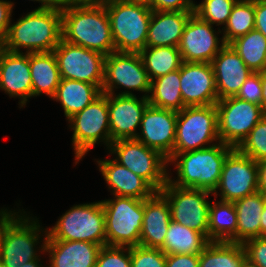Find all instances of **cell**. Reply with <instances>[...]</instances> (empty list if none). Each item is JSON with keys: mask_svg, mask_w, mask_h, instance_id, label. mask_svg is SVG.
<instances>
[{"mask_svg": "<svg viewBox=\"0 0 266 267\" xmlns=\"http://www.w3.org/2000/svg\"><path fill=\"white\" fill-rule=\"evenodd\" d=\"M96 162L109 190H112L110 191L112 195L146 200L156 192L146 180L120 165L114 159Z\"/></svg>", "mask_w": 266, "mask_h": 267, "instance_id": "603a6c76", "label": "cell"}, {"mask_svg": "<svg viewBox=\"0 0 266 267\" xmlns=\"http://www.w3.org/2000/svg\"><path fill=\"white\" fill-rule=\"evenodd\" d=\"M261 84H262V109L266 113V70L261 72Z\"/></svg>", "mask_w": 266, "mask_h": 267, "instance_id": "c3c4849f", "label": "cell"}, {"mask_svg": "<svg viewBox=\"0 0 266 267\" xmlns=\"http://www.w3.org/2000/svg\"><path fill=\"white\" fill-rule=\"evenodd\" d=\"M0 89L11 98H20V107L26 105L32 97L29 53L10 52L0 46Z\"/></svg>", "mask_w": 266, "mask_h": 267, "instance_id": "ffe728a7", "label": "cell"}, {"mask_svg": "<svg viewBox=\"0 0 266 267\" xmlns=\"http://www.w3.org/2000/svg\"><path fill=\"white\" fill-rule=\"evenodd\" d=\"M241 267H257L254 264L250 263L247 259L244 261Z\"/></svg>", "mask_w": 266, "mask_h": 267, "instance_id": "11a10c76", "label": "cell"}, {"mask_svg": "<svg viewBox=\"0 0 266 267\" xmlns=\"http://www.w3.org/2000/svg\"><path fill=\"white\" fill-rule=\"evenodd\" d=\"M177 112L148 105L136 140L159 151L167 160L174 154Z\"/></svg>", "mask_w": 266, "mask_h": 267, "instance_id": "e0dca14e", "label": "cell"}, {"mask_svg": "<svg viewBox=\"0 0 266 267\" xmlns=\"http://www.w3.org/2000/svg\"><path fill=\"white\" fill-rule=\"evenodd\" d=\"M125 88L118 95H134L136 90L148 98L151 80L139 53L113 52L105 57L103 94H114L116 89ZM131 90V91H130Z\"/></svg>", "mask_w": 266, "mask_h": 267, "instance_id": "8fae6325", "label": "cell"}, {"mask_svg": "<svg viewBox=\"0 0 266 267\" xmlns=\"http://www.w3.org/2000/svg\"><path fill=\"white\" fill-rule=\"evenodd\" d=\"M62 8V40L105 56L115 52L105 4H71Z\"/></svg>", "mask_w": 266, "mask_h": 267, "instance_id": "6da1fadb", "label": "cell"}, {"mask_svg": "<svg viewBox=\"0 0 266 267\" xmlns=\"http://www.w3.org/2000/svg\"><path fill=\"white\" fill-rule=\"evenodd\" d=\"M106 0H100V4L104 3Z\"/></svg>", "mask_w": 266, "mask_h": 267, "instance_id": "9f6ffc18", "label": "cell"}, {"mask_svg": "<svg viewBox=\"0 0 266 267\" xmlns=\"http://www.w3.org/2000/svg\"><path fill=\"white\" fill-rule=\"evenodd\" d=\"M23 267H43V265L41 264V261L39 258V259L32 260L28 263H25V266Z\"/></svg>", "mask_w": 266, "mask_h": 267, "instance_id": "f5cc1de1", "label": "cell"}, {"mask_svg": "<svg viewBox=\"0 0 266 267\" xmlns=\"http://www.w3.org/2000/svg\"><path fill=\"white\" fill-rule=\"evenodd\" d=\"M13 8V2L0 0V43L5 39L8 33Z\"/></svg>", "mask_w": 266, "mask_h": 267, "instance_id": "ee69618b", "label": "cell"}, {"mask_svg": "<svg viewBox=\"0 0 266 267\" xmlns=\"http://www.w3.org/2000/svg\"><path fill=\"white\" fill-rule=\"evenodd\" d=\"M40 252H48V267H95L100 249L99 244L84 241L47 240L44 234Z\"/></svg>", "mask_w": 266, "mask_h": 267, "instance_id": "44dd1931", "label": "cell"}, {"mask_svg": "<svg viewBox=\"0 0 266 267\" xmlns=\"http://www.w3.org/2000/svg\"><path fill=\"white\" fill-rule=\"evenodd\" d=\"M150 80L180 69L182 58L178 47H145L140 53Z\"/></svg>", "mask_w": 266, "mask_h": 267, "instance_id": "d6a6232c", "label": "cell"}, {"mask_svg": "<svg viewBox=\"0 0 266 267\" xmlns=\"http://www.w3.org/2000/svg\"><path fill=\"white\" fill-rule=\"evenodd\" d=\"M101 94L102 91L97 85L61 78L52 99L61 103L64 115L68 120L95 101Z\"/></svg>", "mask_w": 266, "mask_h": 267, "instance_id": "83f0119b", "label": "cell"}, {"mask_svg": "<svg viewBox=\"0 0 266 267\" xmlns=\"http://www.w3.org/2000/svg\"><path fill=\"white\" fill-rule=\"evenodd\" d=\"M255 29V0H237L227 23L222 28V38L229 44L236 38Z\"/></svg>", "mask_w": 266, "mask_h": 267, "instance_id": "e575fe53", "label": "cell"}, {"mask_svg": "<svg viewBox=\"0 0 266 267\" xmlns=\"http://www.w3.org/2000/svg\"><path fill=\"white\" fill-rule=\"evenodd\" d=\"M237 149L256 162L266 160V115L255 125Z\"/></svg>", "mask_w": 266, "mask_h": 267, "instance_id": "8d00e7d4", "label": "cell"}, {"mask_svg": "<svg viewBox=\"0 0 266 267\" xmlns=\"http://www.w3.org/2000/svg\"><path fill=\"white\" fill-rule=\"evenodd\" d=\"M47 228V240L84 241L106 246L105 215L101 201L76 204Z\"/></svg>", "mask_w": 266, "mask_h": 267, "instance_id": "8992f818", "label": "cell"}, {"mask_svg": "<svg viewBox=\"0 0 266 267\" xmlns=\"http://www.w3.org/2000/svg\"><path fill=\"white\" fill-rule=\"evenodd\" d=\"M73 130L72 146L75 151V165L94 147L103 142L110 147L111 134L109 125L108 94H101L95 101L68 119Z\"/></svg>", "mask_w": 266, "mask_h": 267, "instance_id": "30bf717a", "label": "cell"}, {"mask_svg": "<svg viewBox=\"0 0 266 267\" xmlns=\"http://www.w3.org/2000/svg\"><path fill=\"white\" fill-rule=\"evenodd\" d=\"M253 72L266 70V37L257 30L249 31L229 43Z\"/></svg>", "mask_w": 266, "mask_h": 267, "instance_id": "836d02e7", "label": "cell"}, {"mask_svg": "<svg viewBox=\"0 0 266 267\" xmlns=\"http://www.w3.org/2000/svg\"><path fill=\"white\" fill-rule=\"evenodd\" d=\"M62 79H70L97 85L104 80L105 55L64 40L53 50Z\"/></svg>", "mask_w": 266, "mask_h": 267, "instance_id": "5bb4252c", "label": "cell"}, {"mask_svg": "<svg viewBox=\"0 0 266 267\" xmlns=\"http://www.w3.org/2000/svg\"><path fill=\"white\" fill-rule=\"evenodd\" d=\"M218 100L236 96L251 71L239 54L226 44L211 61Z\"/></svg>", "mask_w": 266, "mask_h": 267, "instance_id": "7402d4cb", "label": "cell"}, {"mask_svg": "<svg viewBox=\"0 0 266 267\" xmlns=\"http://www.w3.org/2000/svg\"><path fill=\"white\" fill-rule=\"evenodd\" d=\"M245 260L242 244L210 241L199 254V267H241Z\"/></svg>", "mask_w": 266, "mask_h": 267, "instance_id": "1f68e13d", "label": "cell"}, {"mask_svg": "<svg viewBox=\"0 0 266 267\" xmlns=\"http://www.w3.org/2000/svg\"><path fill=\"white\" fill-rule=\"evenodd\" d=\"M260 226H261V236H266V204L261 214Z\"/></svg>", "mask_w": 266, "mask_h": 267, "instance_id": "816d5d0a", "label": "cell"}, {"mask_svg": "<svg viewBox=\"0 0 266 267\" xmlns=\"http://www.w3.org/2000/svg\"><path fill=\"white\" fill-rule=\"evenodd\" d=\"M131 267H166V254L158 248L130 247Z\"/></svg>", "mask_w": 266, "mask_h": 267, "instance_id": "74e56055", "label": "cell"}, {"mask_svg": "<svg viewBox=\"0 0 266 267\" xmlns=\"http://www.w3.org/2000/svg\"><path fill=\"white\" fill-rule=\"evenodd\" d=\"M149 94V105L176 112L181 111L185 106L181 95L180 69L151 80Z\"/></svg>", "mask_w": 266, "mask_h": 267, "instance_id": "f546056e", "label": "cell"}, {"mask_svg": "<svg viewBox=\"0 0 266 267\" xmlns=\"http://www.w3.org/2000/svg\"><path fill=\"white\" fill-rule=\"evenodd\" d=\"M255 30L266 37V2L255 0Z\"/></svg>", "mask_w": 266, "mask_h": 267, "instance_id": "f6af8a7d", "label": "cell"}, {"mask_svg": "<svg viewBox=\"0 0 266 267\" xmlns=\"http://www.w3.org/2000/svg\"><path fill=\"white\" fill-rule=\"evenodd\" d=\"M61 5L71 4H100V0H60Z\"/></svg>", "mask_w": 266, "mask_h": 267, "instance_id": "681fc988", "label": "cell"}, {"mask_svg": "<svg viewBox=\"0 0 266 267\" xmlns=\"http://www.w3.org/2000/svg\"><path fill=\"white\" fill-rule=\"evenodd\" d=\"M180 83L185 107L217 103L218 94L211 63L182 62Z\"/></svg>", "mask_w": 266, "mask_h": 267, "instance_id": "ac0fdd59", "label": "cell"}, {"mask_svg": "<svg viewBox=\"0 0 266 267\" xmlns=\"http://www.w3.org/2000/svg\"><path fill=\"white\" fill-rule=\"evenodd\" d=\"M218 32L222 31L219 28L215 31L213 25L193 13L184 28L178 46L182 61L211 63L226 45L223 38H218Z\"/></svg>", "mask_w": 266, "mask_h": 267, "instance_id": "2e32d148", "label": "cell"}, {"mask_svg": "<svg viewBox=\"0 0 266 267\" xmlns=\"http://www.w3.org/2000/svg\"><path fill=\"white\" fill-rule=\"evenodd\" d=\"M210 241L200 232L170 221L161 250L166 254H200Z\"/></svg>", "mask_w": 266, "mask_h": 267, "instance_id": "f1b7e54d", "label": "cell"}, {"mask_svg": "<svg viewBox=\"0 0 266 267\" xmlns=\"http://www.w3.org/2000/svg\"><path fill=\"white\" fill-rule=\"evenodd\" d=\"M107 246H138L144 218V200L114 196L101 201Z\"/></svg>", "mask_w": 266, "mask_h": 267, "instance_id": "52a82bcc", "label": "cell"}, {"mask_svg": "<svg viewBox=\"0 0 266 267\" xmlns=\"http://www.w3.org/2000/svg\"><path fill=\"white\" fill-rule=\"evenodd\" d=\"M171 220L166 197L160 191H156L144 200V218L139 245L161 249Z\"/></svg>", "mask_w": 266, "mask_h": 267, "instance_id": "cb8c5ba5", "label": "cell"}, {"mask_svg": "<svg viewBox=\"0 0 266 267\" xmlns=\"http://www.w3.org/2000/svg\"><path fill=\"white\" fill-rule=\"evenodd\" d=\"M62 40V8L34 9L10 27L0 46L10 52H51Z\"/></svg>", "mask_w": 266, "mask_h": 267, "instance_id": "7a4b0ae2", "label": "cell"}, {"mask_svg": "<svg viewBox=\"0 0 266 267\" xmlns=\"http://www.w3.org/2000/svg\"><path fill=\"white\" fill-rule=\"evenodd\" d=\"M95 267H131L130 247L102 246Z\"/></svg>", "mask_w": 266, "mask_h": 267, "instance_id": "f35d334b", "label": "cell"}, {"mask_svg": "<svg viewBox=\"0 0 266 267\" xmlns=\"http://www.w3.org/2000/svg\"><path fill=\"white\" fill-rule=\"evenodd\" d=\"M258 166V191L266 196V160L257 162Z\"/></svg>", "mask_w": 266, "mask_h": 267, "instance_id": "bcb514c9", "label": "cell"}, {"mask_svg": "<svg viewBox=\"0 0 266 267\" xmlns=\"http://www.w3.org/2000/svg\"><path fill=\"white\" fill-rule=\"evenodd\" d=\"M160 192L168 201L173 221L202 233L208 239L211 202L208 201V196L212 194L211 192L179 187L169 181Z\"/></svg>", "mask_w": 266, "mask_h": 267, "instance_id": "4fadbf2b", "label": "cell"}, {"mask_svg": "<svg viewBox=\"0 0 266 267\" xmlns=\"http://www.w3.org/2000/svg\"><path fill=\"white\" fill-rule=\"evenodd\" d=\"M166 267H199V254H168Z\"/></svg>", "mask_w": 266, "mask_h": 267, "instance_id": "7bdbcfd3", "label": "cell"}, {"mask_svg": "<svg viewBox=\"0 0 266 267\" xmlns=\"http://www.w3.org/2000/svg\"><path fill=\"white\" fill-rule=\"evenodd\" d=\"M234 203L237 212L236 243L261 236V214L266 204V196L259 191L247 195Z\"/></svg>", "mask_w": 266, "mask_h": 267, "instance_id": "4316f807", "label": "cell"}, {"mask_svg": "<svg viewBox=\"0 0 266 267\" xmlns=\"http://www.w3.org/2000/svg\"><path fill=\"white\" fill-rule=\"evenodd\" d=\"M237 0H203L195 4L194 14L211 25H225Z\"/></svg>", "mask_w": 266, "mask_h": 267, "instance_id": "d590c367", "label": "cell"}, {"mask_svg": "<svg viewBox=\"0 0 266 267\" xmlns=\"http://www.w3.org/2000/svg\"><path fill=\"white\" fill-rule=\"evenodd\" d=\"M14 213L11 210L8 211V209L3 208L0 210V229L3 225V223Z\"/></svg>", "mask_w": 266, "mask_h": 267, "instance_id": "f907efd6", "label": "cell"}, {"mask_svg": "<svg viewBox=\"0 0 266 267\" xmlns=\"http://www.w3.org/2000/svg\"><path fill=\"white\" fill-rule=\"evenodd\" d=\"M242 245L250 263L257 267H266V236L249 239Z\"/></svg>", "mask_w": 266, "mask_h": 267, "instance_id": "60d3db41", "label": "cell"}, {"mask_svg": "<svg viewBox=\"0 0 266 267\" xmlns=\"http://www.w3.org/2000/svg\"><path fill=\"white\" fill-rule=\"evenodd\" d=\"M194 11H155L149 23L146 47H178L184 28Z\"/></svg>", "mask_w": 266, "mask_h": 267, "instance_id": "d4e9b609", "label": "cell"}, {"mask_svg": "<svg viewBox=\"0 0 266 267\" xmlns=\"http://www.w3.org/2000/svg\"><path fill=\"white\" fill-rule=\"evenodd\" d=\"M257 162L234 148L226 157L219 183L212 193L219 200L235 202L258 191Z\"/></svg>", "mask_w": 266, "mask_h": 267, "instance_id": "9a60e30c", "label": "cell"}, {"mask_svg": "<svg viewBox=\"0 0 266 267\" xmlns=\"http://www.w3.org/2000/svg\"><path fill=\"white\" fill-rule=\"evenodd\" d=\"M219 142L216 105L187 106L177 112L174 154L208 148Z\"/></svg>", "mask_w": 266, "mask_h": 267, "instance_id": "ba28073f", "label": "cell"}, {"mask_svg": "<svg viewBox=\"0 0 266 267\" xmlns=\"http://www.w3.org/2000/svg\"><path fill=\"white\" fill-rule=\"evenodd\" d=\"M109 153L114 160L146 180L156 191L167 183L168 160L159 151L149 148L136 139H121L110 144ZM167 166V167H166Z\"/></svg>", "mask_w": 266, "mask_h": 267, "instance_id": "9c48e42d", "label": "cell"}, {"mask_svg": "<svg viewBox=\"0 0 266 267\" xmlns=\"http://www.w3.org/2000/svg\"><path fill=\"white\" fill-rule=\"evenodd\" d=\"M193 0H153L150 6L155 11H194Z\"/></svg>", "mask_w": 266, "mask_h": 267, "instance_id": "b9f144b4", "label": "cell"}, {"mask_svg": "<svg viewBox=\"0 0 266 267\" xmlns=\"http://www.w3.org/2000/svg\"><path fill=\"white\" fill-rule=\"evenodd\" d=\"M25 213L14 212L0 229V267H23L41 256L36 251L42 238L39 232L47 234L48 229L40 227L37 218Z\"/></svg>", "mask_w": 266, "mask_h": 267, "instance_id": "5b68a950", "label": "cell"}, {"mask_svg": "<svg viewBox=\"0 0 266 267\" xmlns=\"http://www.w3.org/2000/svg\"><path fill=\"white\" fill-rule=\"evenodd\" d=\"M108 94V110L111 141L121 139H135L137 129L146 107L149 105L148 98L136 95Z\"/></svg>", "mask_w": 266, "mask_h": 267, "instance_id": "d6986e66", "label": "cell"}, {"mask_svg": "<svg viewBox=\"0 0 266 267\" xmlns=\"http://www.w3.org/2000/svg\"><path fill=\"white\" fill-rule=\"evenodd\" d=\"M233 149L219 142L208 148L173 154L168 163L174 162L177 179L168 176V181L179 187L213 193L219 183L224 161Z\"/></svg>", "mask_w": 266, "mask_h": 267, "instance_id": "3957f363", "label": "cell"}, {"mask_svg": "<svg viewBox=\"0 0 266 267\" xmlns=\"http://www.w3.org/2000/svg\"><path fill=\"white\" fill-rule=\"evenodd\" d=\"M237 212L233 202H210L208 240L236 243Z\"/></svg>", "mask_w": 266, "mask_h": 267, "instance_id": "4dcf8cb0", "label": "cell"}, {"mask_svg": "<svg viewBox=\"0 0 266 267\" xmlns=\"http://www.w3.org/2000/svg\"><path fill=\"white\" fill-rule=\"evenodd\" d=\"M31 1H38L41 3L40 7L36 9H52V8H57L61 7L60 0H31Z\"/></svg>", "mask_w": 266, "mask_h": 267, "instance_id": "7dc6e473", "label": "cell"}, {"mask_svg": "<svg viewBox=\"0 0 266 267\" xmlns=\"http://www.w3.org/2000/svg\"><path fill=\"white\" fill-rule=\"evenodd\" d=\"M123 1L130 2V3L144 4L147 6H151L153 2V0H123Z\"/></svg>", "mask_w": 266, "mask_h": 267, "instance_id": "db71d44e", "label": "cell"}, {"mask_svg": "<svg viewBox=\"0 0 266 267\" xmlns=\"http://www.w3.org/2000/svg\"><path fill=\"white\" fill-rule=\"evenodd\" d=\"M215 105L218 111L219 140L233 148H238L266 115L262 106L236 96L220 99Z\"/></svg>", "mask_w": 266, "mask_h": 267, "instance_id": "7c38bea8", "label": "cell"}, {"mask_svg": "<svg viewBox=\"0 0 266 267\" xmlns=\"http://www.w3.org/2000/svg\"><path fill=\"white\" fill-rule=\"evenodd\" d=\"M261 72H252L241 86L236 97L262 106Z\"/></svg>", "mask_w": 266, "mask_h": 267, "instance_id": "ab89813d", "label": "cell"}, {"mask_svg": "<svg viewBox=\"0 0 266 267\" xmlns=\"http://www.w3.org/2000/svg\"><path fill=\"white\" fill-rule=\"evenodd\" d=\"M112 30L115 52L140 53L146 47L150 6L123 0L104 2Z\"/></svg>", "mask_w": 266, "mask_h": 267, "instance_id": "277c9868", "label": "cell"}, {"mask_svg": "<svg viewBox=\"0 0 266 267\" xmlns=\"http://www.w3.org/2000/svg\"><path fill=\"white\" fill-rule=\"evenodd\" d=\"M29 66L32 97L46 94L52 99L61 80L54 52L29 53Z\"/></svg>", "mask_w": 266, "mask_h": 267, "instance_id": "484cf974", "label": "cell"}]
</instances>
